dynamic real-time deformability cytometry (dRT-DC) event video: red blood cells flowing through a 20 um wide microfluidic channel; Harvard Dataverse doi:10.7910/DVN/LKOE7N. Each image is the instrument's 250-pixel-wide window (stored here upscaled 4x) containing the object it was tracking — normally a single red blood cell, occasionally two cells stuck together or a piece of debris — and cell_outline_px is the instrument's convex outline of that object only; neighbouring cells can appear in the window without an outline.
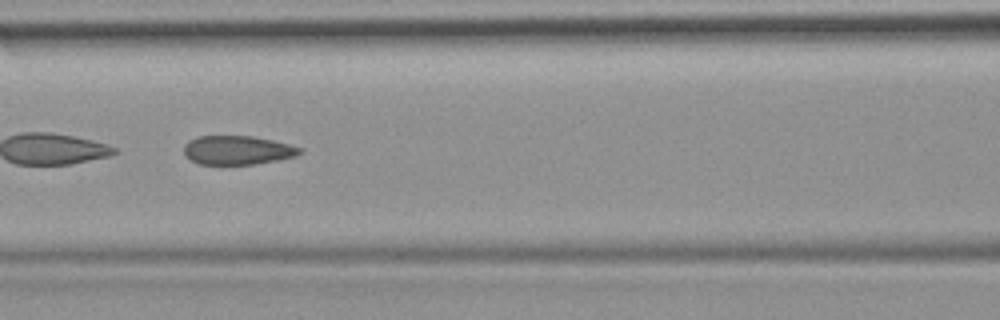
{"species": "common noctule bat (a hibernating species)", "species_latin": "Nyctalus noctula", "temperature_condition": "room temperature", "stored_images_in_passage": 48, "camera_frame_rate_fps": 3000, "um_per_image_px": 0.085, "animal": {"sex": "female", "body_mass_g": 19.9}, "frame": {"image": 1, "passage_image": 21, "time_ms": 6.667, "image_size_px": [1000, 320], "cell_outline_px": [[304, 152], [296, 156], [256, 164], [200, 164], [184, 156], [184, 144], [188, 140], [196, 136], [252, 136], [272, 140], [288, 144], [300, 148]], "centroid_in_image_um": [20.15, 12.76], "position_along_channel_um": 146.4, "area_um2": 19.54}, "authors_computed_cell_mechanics": {"area_um2": 21.4438, "velocity_mm_per_s": 3.9664, "shape_relaxation_time_tau1_ms": null, "shape_relaxation_time_tau2_ms": 1.5097, "deformation_change_tau1": null, "deformation_change_tau2": 0.0704}}